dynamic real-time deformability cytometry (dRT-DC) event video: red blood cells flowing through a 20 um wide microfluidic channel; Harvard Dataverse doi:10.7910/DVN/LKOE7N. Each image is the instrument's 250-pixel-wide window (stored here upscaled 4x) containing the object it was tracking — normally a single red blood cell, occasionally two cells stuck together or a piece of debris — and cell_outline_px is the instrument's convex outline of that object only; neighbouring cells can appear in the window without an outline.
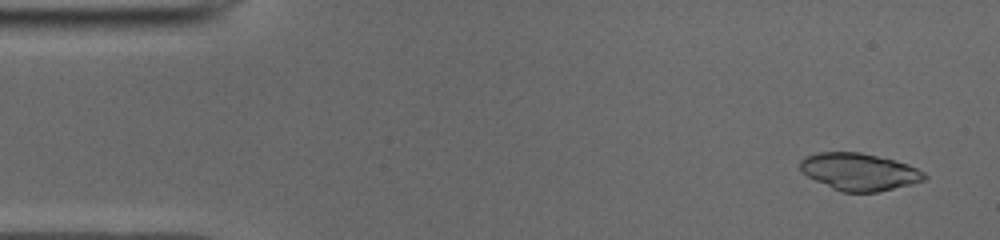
{"species": "common noctule bat (a hibernating species)", "species_latin": "Nyctalus noctula", "temperature_condition": "cold", "stored_images_in_passage": 50, "camera_frame_rate_fps": 3000, "um_per_image_px": 0.085, "animal": {"sex": "male", "body_mass_g": 19.0, "forearm_length_mm": 50.8}, "frame": {"image": 1, "passage_image": 3, "time_ms": 0.667, "image_size_px": [1000, 240], "cell_outline_px": [[928, 176], [924, 180], [912, 184], [876, 192], [840, 192], [808, 176], [800, 168], [800, 160], [804, 156], [816, 152], [860, 152], [908, 164], [924, 172]], "centroid_in_image_um": [73.02, 14.6], "position_along_channel_um": 12.0, "area_um2": 26.76}}